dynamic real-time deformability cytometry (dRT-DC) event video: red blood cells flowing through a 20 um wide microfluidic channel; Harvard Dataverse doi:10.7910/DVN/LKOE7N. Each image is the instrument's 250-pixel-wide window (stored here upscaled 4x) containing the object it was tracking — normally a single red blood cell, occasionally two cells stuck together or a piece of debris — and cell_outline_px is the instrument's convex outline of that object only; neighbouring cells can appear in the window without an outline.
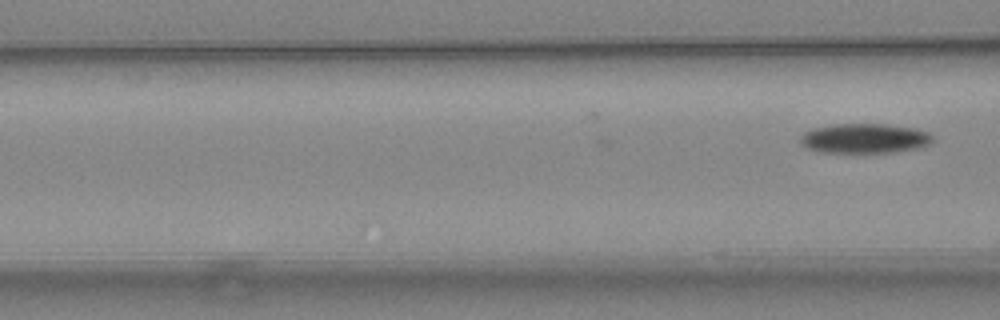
{"species": "common noctule bat (a hibernating species)", "species_latin": "Nyctalus noctula", "temperature_condition": "warm", "stored_images_in_passage": 3, "camera_frame_rate_fps": 3000, "um_per_image_px": 0.085, "animal": {"sex": "female", "body_mass_g": 24.6, "forearm_length_mm": 56.2}, "frame": {"image": 1, "passage_image": 3, "time_ms": 0.667, "image_size_px": [1000, 320], "cell_outline_px": [[932, 140], [928, 144], [920, 148], [892, 152], [820, 152], [804, 148], [800, 144], [800, 136], [804, 132], [816, 128], [836, 124], [888, 124], [912, 128], [928, 132], [932, 136]], "centroid_in_image_um": [73.45, 11.77], "position_along_channel_um": 93.1, "area_um2": 22.83}}